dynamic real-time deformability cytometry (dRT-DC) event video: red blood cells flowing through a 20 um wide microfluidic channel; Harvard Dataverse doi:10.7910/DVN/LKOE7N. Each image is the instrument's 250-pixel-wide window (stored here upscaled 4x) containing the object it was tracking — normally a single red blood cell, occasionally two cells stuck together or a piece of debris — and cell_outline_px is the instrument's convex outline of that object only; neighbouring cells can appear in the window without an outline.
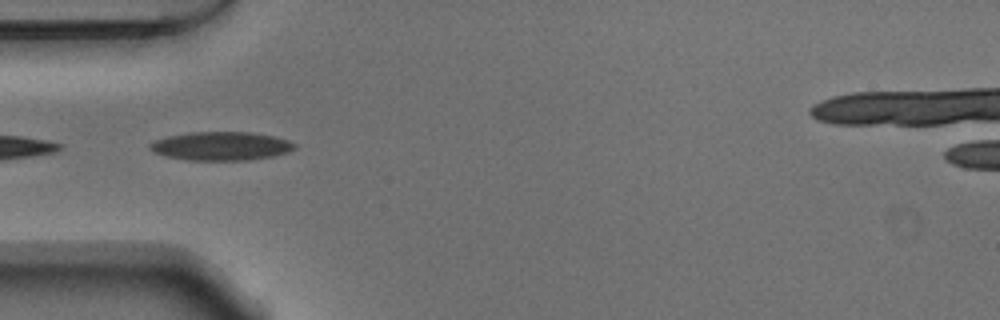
{"species": "Egyptian fruit bat (a non-hibernating species)", "species_latin": "Rousettus aegyptiacus", "temperature_condition": "warm", "stored_images_in_passage": 10, "camera_frame_rate_fps": 3000, "um_per_image_px": 0.085, "animal": {"sex": "male"}, "frame": {"image": 1, "passage_image": 7, "time_ms": 2.0, "image_size_px": [1000, 320], "cell_outline_px": [[296, 148], [288, 152], [272, 156], [248, 160], [188, 160], [164, 156], [148, 148], [148, 144], [156, 140], [168, 136], [192, 132], [252, 132], [272, 136], [288, 140], [296, 144]], "centroid_in_image_um": [18.79, 12.41], "position_along_channel_um": 66.2, "area_um2": 24.04}}